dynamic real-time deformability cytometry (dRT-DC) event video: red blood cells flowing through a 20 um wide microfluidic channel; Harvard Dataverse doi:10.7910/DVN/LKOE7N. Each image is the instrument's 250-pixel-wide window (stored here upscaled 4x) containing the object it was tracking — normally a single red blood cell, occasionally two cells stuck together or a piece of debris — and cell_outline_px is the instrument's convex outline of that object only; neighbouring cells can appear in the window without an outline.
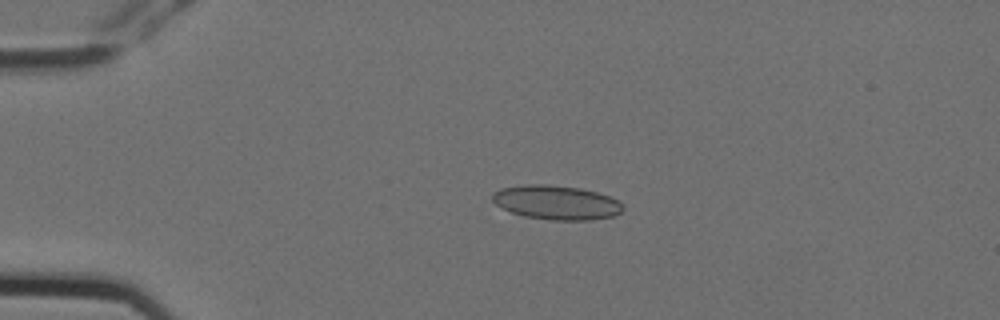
{"species": "Egyptian fruit bat (a non-hibernating species)", "species_latin": "Rousettus aegyptiacus", "temperature_condition": "cold", "stored_images_in_passage": 3, "camera_frame_rate_fps": 3000, "um_per_image_px": 0.085, "animal": {"sex": "female"}, "frame": {"image": 1, "passage_image": 2, "time_ms": 0.333, "image_size_px": [1000, 320], "cell_outline_px": [[624, 208], [616, 216], [588, 220], [552, 220], [524, 216], [512, 212], [496, 204], [492, 200], [492, 192], [500, 188], [524, 184], [548, 184], [580, 188], [596, 192], [608, 196], [616, 200]], "centroid_in_image_um": [47.27, 17.2], "position_along_channel_um": 37.7, "area_um2": 25.95}}